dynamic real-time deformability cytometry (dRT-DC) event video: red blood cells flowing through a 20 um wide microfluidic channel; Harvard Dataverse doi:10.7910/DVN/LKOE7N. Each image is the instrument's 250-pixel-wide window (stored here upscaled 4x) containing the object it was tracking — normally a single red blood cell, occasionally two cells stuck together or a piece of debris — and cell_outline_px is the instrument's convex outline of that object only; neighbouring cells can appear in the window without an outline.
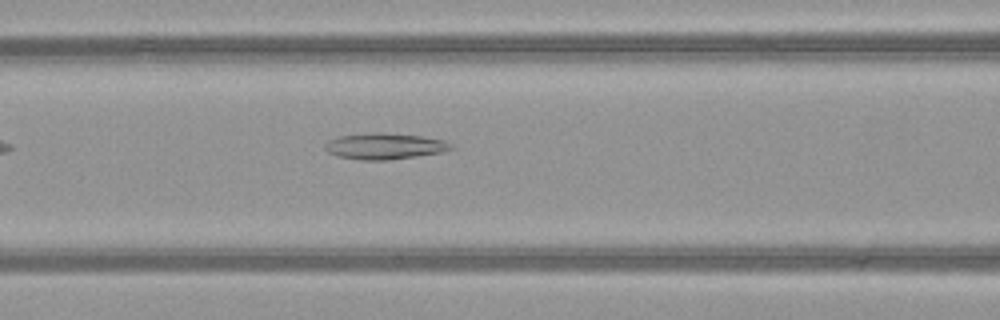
{"species": "common noctule bat (a hibernating species)", "species_latin": "Nyctalus noctula", "temperature_condition": "warm", "stored_images_in_passage": 5, "camera_frame_rate_fps": 3000, "um_per_image_px": 0.085, "animal": {"sex": "female", "body_mass_g": 21.9}, "frame": {"image": 1, "passage_image": 5, "time_ms": 1.333, "image_size_px": [1000, 320], "cell_outline_px": [[452, 148], [444, 152], [388, 160], [360, 160], [336, 156], [328, 152], [324, 148], [324, 144], [328, 140], [340, 136], [376, 132], [380, 132], [420, 136], [444, 140], [452, 144]], "centroid_in_image_um": [32.67, 12.43], "position_along_channel_um": 133.9, "area_um2": 19.19}}